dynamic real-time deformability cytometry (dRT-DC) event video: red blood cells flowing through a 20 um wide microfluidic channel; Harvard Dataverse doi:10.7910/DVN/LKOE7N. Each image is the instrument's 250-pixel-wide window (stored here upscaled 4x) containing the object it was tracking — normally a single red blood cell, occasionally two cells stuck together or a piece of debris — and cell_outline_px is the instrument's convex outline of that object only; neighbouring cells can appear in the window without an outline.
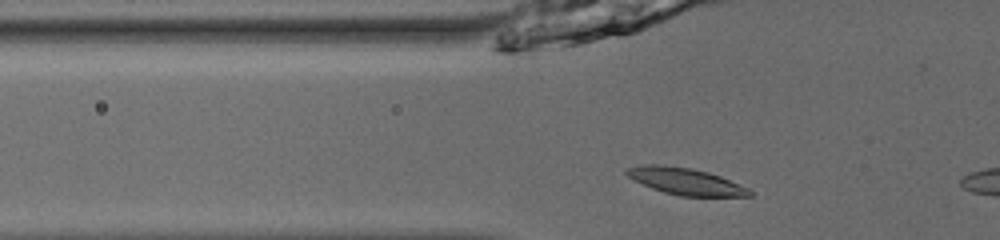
{"species": "common noctule bat (a hibernating species)", "species_latin": "Nyctalus noctula", "temperature_condition": "room temperature", "stored_images_in_passage": 12, "camera_frame_rate_fps": 3000, "um_per_image_px": 0.085, "animal": {"sex": "male", "body_mass_g": 13.0, "forearm_length_mm": 53.1}, "frame": {"image": 1, "passage_image": 10, "time_ms": 3.0, "image_size_px": [1000, 240], "cell_outline_px": [[752, 196], [680, 196], [664, 192], [652, 188], [628, 176], [624, 172], [628, 168], [640, 164], [664, 164], [688, 168], [708, 172], [720, 176], [748, 188], [752, 192]], "centroid_in_image_um": [58.26, 15.4], "position_along_channel_um": 67.5, "area_um2": 18.96}}